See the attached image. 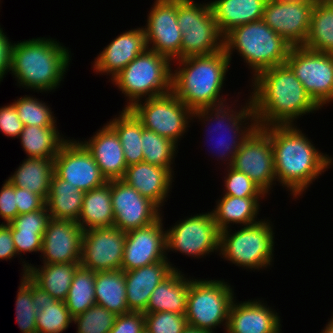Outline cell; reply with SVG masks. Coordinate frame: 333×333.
Instances as JSON below:
<instances>
[{
  "label": "cell",
  "instance_id": "17",
  "mask_svg": "<svg viewBox=\"0 0 333 333\" xmlns=\"http://www.w3.org/2000/svg\"><path fill=\"white\" fill-rule=\"evenodd\" d=\"M114 227L128 232L146 227L162 216V210L151 200L121 179L111 180Z\"/></svg>",
  "mask_w": 333,
  "mask_h": 333
},
{
  "label": "cell",
  "instance_id": "58",
  "mask_svg": "<svg viewBox=\"0 0 333 333\" xmlns=\"http://www.w3.org/2000/svg\"><path fill=\"white\" fill-rule=\"evenodd\" d=\"M315 2H327V1H333V0H314Z\"/></svg>",
  "mask_w": 333,
  "mask_h": 333
},
{
  "label": "cell",
  "instance_id": "47",
  "mask_svg": "<svg viewBox=\"0 0 333 333\" xmlns=\"http://www.w3.org/2000/svg\"><path fill=\"white\" fill-rule=\"evenodd\" d=\"M51 215L45 206L41 210L17 215L9 224L11 229L46 230Z\"/></svg>",
  "mask_w": 333,
  "mask_h": 333
},
{
  "label": "cell",
  "instance_id": "55",
  "mask_svg": "<svg viewBox=\"0 0 333 333\" xmlns=\"http://www.w3.org/2000/svg\"><path fill=\"white\" fill-rule=\"evenodd\" d=\"M182 333H211V332L187 325V327L184 329Z\"/></svg>",
  "mask_w": 333,
  "mask_h": 333
},
{
  "label": "cell",
  "instance_id": "54",
  "mask_svg": "<svg viewBox=\"0 0 333 333\" xmlns=\"http://www.w3.org/2000/svg\"><path fill=\"white\" fill-rule=\"evenodd\" d=\"M5 34L0 25V82L10 72L11 47L13 42Z\"/></svg>",
  "mask_w": 333,
  "mask_h": 333
},
{
  "label": "cell",
  "instance_id": "14",
  "mask_svg": "<svg viewBox=\"0 0 333 333\" xmlns=\"http://www.w3.org/2000/svg\"><path fill=\"white\" fill-rule=\"evenodd\" d=\"M231 167L246 174L270 195L277 183L270 135L257 127L240 146Z\"/></svg>",
  "mask_w": 333,
  "mask_h": 333
},
{
  "label": "cell",
  "instance_id": "33",
  "mask_svg": "<svg viewBox=\"0 0 333 333\" xmlns=\"http://www.w3.org/2000/svg\"><path fill=\"white\" fill-rule=\"evenodd\" d=\"M84 194L85 192L60 179L54 173L45 201L51 218L78 221Z\"/></svg>",
  "mask_w": 333,
  "mask_h": 333
},
{
  "label": "cell",
  "instance_id": "18",
  "mask_svg": "<svg viewBox=\"0 0 333 333\" xmlns=\"http://www.w3.org/2000/svg\"><path fill=\"white\" fill-rule=\"evenodd\" d=\"M126 232L116 228L85 230L80 265L99 271L121 270Z\"/></svg>",
  "mask_w": 333,
  "mask_h": 333
},
{
  "label": "cell",
  "instance_id": "24",
  "mask_svg": "<svg viewBox=\"0 0 333 333\" xmlns=\"http://www.w3.org/2000/svg\"><path fill=\"white\" fill-rule=\"evenodd\" d=\"M174 174L167 168L145 162L127 166L121 179L161 210L170 196Z\"/></svg>",
  "mask_w": 333,
  "mask_h": 333
},
{
  "label": "cell",
  "instance_id": "20",
  "mask_svg": "<svg viewBox=\"0 0 333 333\" xmlns=\"http://www.w3.org/2000/svg\"><path fill=\"white\" fill-rule=\"evenodd\" d=\"M163 215L154 223L126 232L121 270L130 271L159 261L166 255V230Z\"/></svg>",
  "mask_w": 333,
  "mask_h": 333
},
{
  "label": "cell",
  "instance_id": "48",
  "mask_svg": "<svg viewBox=\"0 0 333 333\" xmlns=\"http://www.w3.org/2000/svg\"><path fill=\"white\" fill-rule=\"evenodd\" d=\"M24 128L13 103L0 107V132L6 137L18 138Z\"/></svg>",
  "mask_w": 333,
  "mask_h": 333
},
{
  "label": "cell",
  "instance_id": "8",
  "mask_svg": "<svg viewBox=\"0 0 333 333\" xmlns=\"http://www.w3.org/2000/svg\"><path fill=\"white\" fill-rule=\"evenodd\" d=\"M263 219L239 230L228 228L221 231L217 255L239 268L254 272L272 267L276 243L274 227L268 218Z\"/></svg>",
  "mask_w": 333,
  "mask_h": 333
},
{
  "label": "cell",
  "instance_id": "3",
  "mask_svg": "<svg viewBox=\"0 0 333 333\" xmlns=\"http://www.w3.org/2000/svg\"><path fill=\"white\" fill-rule=\"evenodd\" d=\"M69 47L51 37L12 43L10 73L17 86L34 92H53L64 81L70 60Z\"/></svg>",
  "mask_w": 333,
  "mask_h": 333
},
{
  "label": "cell",
  "instance_id": "11",
  "mask_svg": "<svg viewBox=\"0 0 333 333\" xmlns=\"http://www.w3.org/2000/svg\"><path fill=\"white\" fill-rule=\"evenodd\" d=\"M144 101V102H143ZM130 110L141 121L143 127L172 140L177 145L188 132L193 111L171 91L167 94L144 99Z\"/></svg>",
  "mask_w": 333,
  "mask_h": 333
},
{
  "label": "cell",
  "instance_id": "13",
  "mask_svg": "<svg viewBox=\"0 0 333 333\" xmlns=\"http://www.w3.org/2000/svg\"><path fill=\"white\" fill-rule=\"evenodd\" d=\"M220 231L211 212L191 215L166 230V255L180 252L193 258H205L219 252ZM175 251V252H174ZM205 256V257H204Z\"/></svg>",
  "mask_w": 333,
  "mask_h": 333
},
{
  "label": "cell",
  "instance_id": "9",
  "mask_svg": "<svg viewBox=\"0 0 333 333\" xmlns=\"http://www.w3.org/2000/svg\"><path fill=\"white\" fill-rule=\"evenodd\" d=\"M235 298L233 285L224 279L193 278L189 282L185 312L188 325L211 333L222 325L226 331L230 307Z\"/></svg>",
  "mask_w": 333,
  "mask_h": 333
},
{
  "label": "cell",
  "instance_id": "15",
  "mask_svg": "<svg viewBox=\"0 0 333 333\" xmlns=\"http://www.w3.org/2000/svg\"><path fill=\"white\" fill-rule=\"evenodd\" d=\"M146 20L147 47L171 62L180 59L182 32L177 22V0H155Z\"/></svg>",
  "mask_w": 333,
  "mask_h": 333
},
{
  "label": "cell",
  "instance_id": "4",
  "mask_svg": "<svg viewBox=\"0 0 333 333\" xmlns=\"http://www.w3.org/2000/svg\"><path fill=\"white\" fill-rule=\"evenodd\" d=\"M173 62L172 92L192 111L228 102L222 89L231 62L224 49Z\"/></svg>",
  "mask_w": 333,
  "mask_h": 333
},
{
  "label": "cell",
  "instance_id": "1",
  "mask_svg": "<svg viewBox=\"0 0 333 333\" xmlns=\"http://www.w3.org/2000/svg\"><path fill=\"white\" fill-rule=\"evenodd\" d=\"M250 80L251 105L259 128L295 125L301 116L321 110L286 64L266 69Z\"/></svg>",
  "mask_w": 333,
  "mask_h": 333
},
{
  "label": "cell",
  "instance_id": "10",
  "mask_svg": "<svg viewBox=\"0 0 333 333\" xmlns=\"http://www.w3.org/2000/svg\"><path fill=\"white\" fill-rule=\"evenodd\" d=\"M177 22L182 32L181 58L210 55L224 49L210 2L177 0Z\"/></svg>",
  "mask_w": 333,
  "mask_h": 333
},
{
  "label": "cell",
  "instance_id": "40",
  "mask_svg": "<svg viewBox=\"0 0 333 333\" xmlns=\"http://www.w3.org/2000/svg\"><path fill=\"white\" fill-rule=\"evenodd\" d=\"M12 103L24 126L55 127L57 125L54 112L47 103L40 101L39 98L25 95Z\"/></svg>",
  "mask_w": 333,
  "mask_h": 333
},
{
  "label": "cell",
  "instance_id": "35",
  "mask_svg": "<svg viewBox=\"0 0 333 333\" xmlns=\"http://www.w3.org/2000/svg\"><path fill=\"white\" fill-rule=\"evenodd\" d=\"M118 116V117H116ZM107 124L116 132L127 166L143 162L142 123L130 109H122Z\"/></svg>",
  "mask_w": 333,
  "mask_h": 333
},
{
  "label": "cell",
  "instance_id": "57",
  "mask_svg": "<svg viewBox=\"0 0 333 333\" xmlns=\"http://www.w3.org/2000/svg\"><path fill=\"white\" fill-rule=\"evenodd\" d=\"M267 1L277 2V3H284V2H288V1H292V0H267Z\"/></svg>",
  "mask_w": 333,
  "mask_h": 333
},
{
  "label": "cell",
  "instance_id": "37",
  "mask_svg": "<svg viewBox=\"0 0 333 333\" xmlns=\"http://www.w3.org/2000/svg\"><path fill=\"white\" fill-rule=\"evenodd\" d=\"M304 47L333 54V1L315 2Z\"/></svg>",
  "mask_w": 333,
  "mask_h": 333
},
{
  "label": "cell",
  "instance_id": "44",
  "mask_svg": "<svg viewBox=\"0 0 333 333\" xmlns=\"http://www.w3.org/2000/svg\"><path fill=\"white\" fill-rule=\"evenodd\" d=\"M227 173L224 178L223 195L234 197H266L267 194L246 174L236 170L235 168L225 167Z\"/></svg>",
  "mask_w": 333,
  "mask_h": 333
},
{
  "label": "cell",
  "instance_id": "38",
  "mask_svg": "<svg viewBox=\"0 0 333 333\" xmlns=\"http://www.w3.org/2000/svg\"><path fill=\"white\" fill-rule=\"evenodd\" d=\"M94 284L95 272L80 265L73 276L65 300L66 307L73 318L96 305Z\"/></svg>",
  "mask_w": 333,
  "mask_h": 333
},
{
  "label": "cell",
  "instance_id": "29",
  "mask_svg": "<svg viewBox=\"0 0 333 333\" xmlns=\"http://www.w3.org/2000/svg\"><path fill=\"white\" fill-rule=\"evenodd\" d=\"M20 260H23V274H27L38 286L56 300H66L73 276L80 263L43 264L41 267L36 265L37 268L22 259V257Z\"/></svg>",
  "mask_w": 333,
  "mask_h": 333
},
{
  "label": "cell",
  "instance_id": "49",
  "mask_svg": "<svg viewBox=\"0 0 333 333\" xmlns=\"http://www.w3.org/2000/svg\"><path fill=\"white\" fill-rule=\"evenodd\" d=\"M0 190V218H3L2 223L8 224L18 215L16 204V187L7 179L2 184Z\"/></svg>",
  "mask_w": 333,
  "mask_h": 333
},
{
  "label": "cell",
  "instance_id": "36",
  "mask_svg": "<svg viewBox=\"0 0 333 333\" xmlns=\"http://www.w3.org/2000/svg\"><path fill=\"white\" fill-rule=\"evenodd\" d=\"M63 136L59 133L57 125L55 127L31 125L24 126L17 139H20L26 157L54 159L67 140L66 136Z\"/></svg>",
  "mask_w": 333,
  "mask_h": 333
},
{
  "label": "cell",
  "instance_id": "39",
  "mask_svg": "<svg viewBox=\"0 0 333 333\" xmlns=\"http://www.w3.org/2000/svg\"><path fill=\"white\" fill-rule=\"evenodd\" d=\"M143 162L169 169L173 174L178 145L172 140L160 136L154 131L147 130L142 125Z\"/></svg>",
  "mask_w": 333,
  "mask_h": 333
},
{
  "label": "cell",
  "instance_id": "6",
  "mask_svg": "<svg viewBox=\"0 0 333 333\" xmlns=\"http://www.w3.org/2000/svg\"><path fill=\"white\" fill-rule=\"evenodd\" d=\"M246 101L245 105H241V107L238 106L239 103H236L238 100H234L231 105H229V102H226L208 108L197 109L192 113V121L196 118L202 122L201 124H206L205 126L208 129L205 131L209 132L207 134L211 133V136L212 134H219L220 137L216 136L217 139L213 136L214 139H216L213 141L215 142V144L213 143V149L216 148V150L212 151L218 154V156L217 154L215 156H217L216 158L220 159L221 162H226L225 166L227 167L231 166L233 158L242 143L258 127L250 96ZM211 122L214 123L215 126ZM209 124H211V126H207ZM212 127L213 129H211ZM213 137H211L209 141L214 140Z\"/></svg>",
  "mask_w": 333,
  "mask_h": 333
},
{
  "label": "cell",
  "instance_id": "19",
  "mask_svg": "<svg viewBox=\"0 0 333 333\" xmlns=\"http://www.w3.org/2000/svg\"><path fill=\"white\" fill-rule=\"evenodd\" d=\"M314 4V0L267 1L262 20L291 46H304Z\"/></svg>",
  "mask_w": 333,
  "mask_h": 333
},
{
  "label": "cell",
  "instance_id": "27",
  "mask_svg": "<svg viewBox=\"0 0 333 333\" xmlns=\"http://www.w3.org/2000/svg\"><path fill=\"white\" fill-rule=\"evenodd\" d=\"M193 277L175 269L153 290L144 313L173 312L185 314L188 300L189 282Z\"/></svg>",
  "mask_w": 333,
  "mask_h": 333
},
{
  "label": "cell",
  "instance_id": "42",
  "mask_svg": "<svg viewBox=\"0 0 333 333\" xmlns=\"http://www.w3.org/2000/svg\"><path fill=\"white\" fill-rule=\"evenodd\" d=\"M117 314L105 307L94 305L73 318L77 333H109L115 324Z\"/></svg>",
  "mask_w": 333,
  "mask_h": 333
},
{
  "label": "cell",
  "instance_id": "21",
  "mask_svg": "<svg viewBox=\"0 0 333 333\" xmlns=\"http://www.w3.org/2000/svg\"><path fill=\"white\" fill-rule=\"evenodd\" d=\"M83 234L77 221L51 218L43 234L42 263H80Z\"/></svg>",
  "mask_w": 333,
  "mask_h": 333
},
{
  "label": "cell",
  "instance_id": "50",
  "mask_svg": "<svg viewBox=\"0 0 333 333\" xmlns=\"http://www.w3.org/2000/svg\"><path fill=\"white\" fill-rule=\"evenodd\" d=\"M144 328V313L130 311L117 316L109 333H141Z\"/></svg>",
  "mask_w": 333,
  "mask_h": 333
},
{
  "label": "cell",
  "instance_id": "52",
  "mask_svg": "<svg viewBox=\"0 0 333 333\" xmlns=\"http://www.w3.org/2000/svg\"><path fill=\"white\" fill-rule=\"evenodd\" d=\"M17 256L11 227L9 224H0V260H11Z\"/></svg>",
  "mask_w": 333,
  "mask_h": 333
},
{
  "label": "cell",
  "instance_id": "53",
  "mask_svg": "<svg viewBox=\"0 0 333 333\" xmlns=\"http://www.w3.org/2000/svg\"><path fill=\"white\" fill-rule=\"evenodd\" d=\"M21 278L33 289L34 308L38 312L44 310L49 303H53L56 299L53 298L44 289L38 286L27 274H21Z\"/></svg>",
  "mask_w": 333,
  "mask_h": 333
},
{
  "label": "cell",
  "instance_id": "23",
  "mask_svg": "<svg viewBox=\"0 0 333 333\" xmlns=\"http://www.w3.org/2000/svg\"><path fill=\"white\" fill-rule=\"evenodd\" d=\"M146 33L143 27L132 28L114 38L97 55L93 62L96 74L110 76L112 80L133 59L147 49Z\"/></svg>",
  "mask_w": 333,
  "mask_h": 333
},
{
  "label": "cell",
  "instance_id": "30",
  "mask_svg": "<svg viewBox=\"0 0 333 333\" xmlns=\"http://www.w3.org/2000/svg\"><path fill=\"white\" fill-rule=\"evenodd\" d=\"M267 0L210 1L216 24L223 36L233 28L262 20Z\"/></svg>",
  "mask_w": 333,
  "mask_h": 333
},
{
  "label": "cell",
  "instance_id": "32",
  "mask_svg": "<svg viewBox=\"0 0 333 333\" xmlns=\"http://www.w3.org/2000/svg\"><path fill=\"white\" fill-rule=\"evenodd\" d=\"M53 174L54 159L27 157L7 180L15 187L40 195L46 201Z\"/></svg>",
  "mask_w": 333,
  "mask_h": 333
},
{
  "label": "cell",
  "instance_id": "43",
  "mask_svg": "<svg viewBox=\"0 0 333 333\" xmlns=\"http://www.w3.org/2000/svg\"><path fill=\"white\" fill-rule=\"evenodd\" d=\"M16 295V321L22 333H37V311L34 308L33 289L21 278Z\"/></svg>",
  "mask_w": 333,
  "mask_h": 333
},
{
  "label": "cell",
  "instance_id": "25",
  "mask_svg": "<svg viewBox=\"0 0 333 333\" xmlns=\"http://www.w3.org/2000/svg\"><path fill=\"white\" fill-rule=\"evenodd\" d=\"M105 124L89 139L79 141L90 152L107 181L119 180L125 174L127 163L116 132Z\"/></svg>",
  "mask_w": 333,
  "mask_h": 333
},
{
  "label": "cell",
  "instance_id": "41",
  "mask_svg": "<svg viewBox=\"0 0 333 333\" xmlns=\"http://www.w3.org/2000/svg\"><path fill=\"white\" fill-rule=\"evenodd\" d=\"M73 323L65 301L55 300L37 312V333H62Z\"/></svg>",
  "mask_w": 333,
  "mask_h": 333
},
{
  "label": "cell",
  "instance_id": "7",
  "mask_svg": "<svg viewBox=\"0 0 333 333\" xmlns=\"http://www.w3.org/2000/svg\"><path fill=\"white\" fill-rule=\"evenodd\" d=\"M172 63L167 57L147 48L114 76L112 84L127 99L124 109H130L138 101L171 92Z\"/></svg>",
  "mask_w": 333,
  "mask_h": 333
},
{
  "label": "cell",
  "instance_id": "28",
  "mask_svg": "<svg viewBox=\"0 0 333 333\" xmlns=\"http://www.w3.org/2000/svg\"><path fill=\"white\" fill-rule=\"evenodd\" d=\"M263 198L265 199V197L240 198L222 195L211 211L218 230L221 232L234 224L242 227L260 222L262 219L259 220L257 216Z\"/></svg>",
  "mask_w": 333,
  "mask_h": 333
},
{
  "label": "cell",
  "instance_id": "31",
  "mask_svg": "<svg viewBox=\"0 0 333 333\" xmlns=\"http://www.w3.org/2000/svg\"><path fill=\"white\" fill-rule=\"evenodd\" d=\"M78 224L83 231L114 226L111 201V180L85 192Z\"/></svg>",
  "mask_w": 333,
  "mask_h": 333
},
{
  "label": "cell",
  "instance_id": "12",
  "mask_svg": "<svg viewBox=\"0 0 333 333\" xmlns=\"http://www.w3.org/2000/svg\"><path fill=\"white\" fill-rule=\"evenodd\" d=\"M285 64L320 108L333 103V54L292 46Z\"/></svg>",
  "mask_w": 333,
  "mask_h": 333
},
{
  "label": "cell",
  "instance_id": "22",
  "mask_svg": "<svg viewBox=\"0 0 333 333\" xmlns=\"http://www.w3.org/2000/svg\"><path fill=\"white\" fill-rule=\"evenodd\" d=\"M232 301L225 333H281V319L267 301Z\"/></svg>",
  "mask_w": 333,
  "mask_h": 333
},
{
  "label": "cell",
  "instance_id": "46",
  "mask_svg": "<svg viewBox=\"0 0 333 333\" xmlns=\"http://www.w3.org/2000/svg\"><path fill=\"white\" fill-rule=\"evenodd\" d=\"M17 256L42 251L44 230L11 229Z\"/></svg>",
  "mask_w": 333,
  "mask_h": 333
},
{
  "label": "cell",
  "instance_id": "59",
  "mask_svg": "<svg viewBox=\"0 0 333 333\" xmlns=\"http://www.w3.org/2000/svg\"><path fill=\"white\" fill-rule=\"evenodd\" d=\"M141 333H149V331L146 328H144Z\"/></svg>",
  "mask_w": 333,
  "mask_h": 333
},
{
  "label": "cell",
  "instance_id": "51",
  "mask_svg": "<svg viewBox=\"0 0 333 333\" xmlns=\"http://www.w3.org/2000/svg\"><path fill=\"white\" fill-rule=\"evenodd\" d=\"M16 204L18 215L41 210L46 206L45 200L38 194L16 187Z\"/></svg>",
  "mask_w": 333,
  "mask_h": 333
},
{
  "label": "cell",
  "instance_id": "45",
  "mask_svg": "<svg viewBox=\"0 0 333 333\" xmlns=\"http://www.w3.org/2000/svg\"><path fill=\"white\" fill-rule=\"evenodd\" d=\"M149 333H182L188 323L185 314L173 312L144 313Z\"/></svg>",
  "mask_w": 333,
  "mask_h": 333
},
{
  "label": "cell",
  "instance_id": "56",
  "mask_svg": "<svg viewBox=\"0 0 333 333\" xmlns=\"http://www.w3.org/2000/svg\"><path fill=\"white\" fill-rule=\"evenodd\" d=\"M320 333H333V321L331 319H329V322Z\"/></svg>",
  "mask_w": 333,
  "mask_h": 333
},
{
  "label": "cell",
  "instance_id": "2",
  "mask_svg": "<svg viewBox=\"0 0 333 333\" xmlns=\"http://www.w3.org/2000/svg\"><path fill=\"white\" fill-rule=\"evenodd\" d=\"M298 125L263 127L270 135L277 182L298 199L333 165V157L316 148Z\"/></svg>",
  "mask_w": 333,
  "mask_h": 333
},
{
  "label": "cell",
  "instance_id": "34",
  "mask_svg": "<svg viewBox=\"0 0 333 333\" xmlns=\"http://www.w3.org/2000/svg\"><path fill=\"white\" fill-rule=\"evenodd\" d=\"M96 305L117 315L129 312L123 270L95 272Z\"/></svg>",
  "mask_w": 333,
  "mask_h": 333
},
{
  "label": "cell",
  "instance_id": "5",
  "mask_svg": "<svg viewBox=\"0 0 333 333\" xmlns=\"http://www.w3.org/2000/svg\"><path fill=\"white\" fill-rule=\"evenodd\" d=\"M291 47L263 20L235 27L224 36V50L230 62L237 52L252 70V78L266 69L285 64Z\"/></svg>",
  "mask_w": 333,
  "mask_h": 333
},
{
  "label": "cell",
  "instance_id": "26",
  "mask_svg": "<svg viewBox=\"0 0 333 333\" xmlns=\"http://www.w3.org/2000/svg\"><path fill=\"white\" fill-rule=\"evenodd\" d=\"M170 261H159L141 268L124 271L127 305L130 311L145 312L157 285L176 268Z\"/></svg>",
  "mask_w": 333,
  "mask_h": 333
},
{
  "label": "cell",
  "instance_id": "16",
  "mask_svg": "<svg viewBox=\"0 0 333 333\" xmlns=\"http://www.w3.org/2000/svg\"><path fill=\"white\" fill-rule=\"evenodd\" d=\"M54 173L83 192L108 182L86 147L79 139L70 137L62 144L54 158Z\"/></svg>",
  "mask_w": 333,
  "mask_h": 333
}]
</instances>
